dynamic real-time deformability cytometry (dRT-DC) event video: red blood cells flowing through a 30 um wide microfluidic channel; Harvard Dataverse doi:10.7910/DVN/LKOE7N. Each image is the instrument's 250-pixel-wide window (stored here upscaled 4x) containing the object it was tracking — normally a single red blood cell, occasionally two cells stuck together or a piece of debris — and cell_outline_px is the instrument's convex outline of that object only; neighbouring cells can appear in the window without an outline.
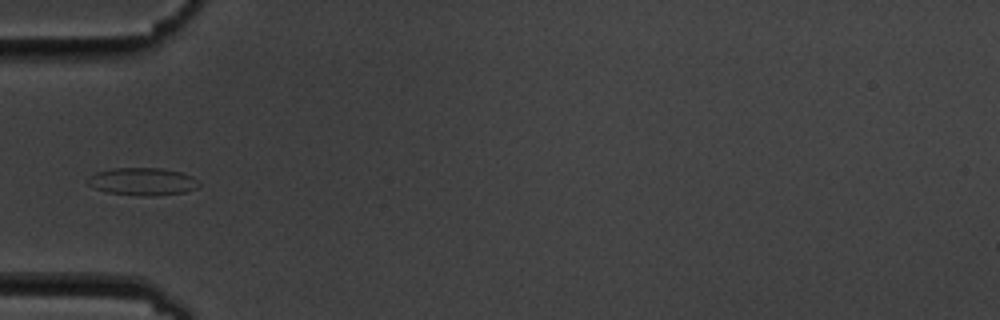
{"species": "common noctule bat (a hibernating species)", "species_latin": "Nyctalus noctula", "temperature_condition": "cold", "stored_images_in_passage": 15, "camera_frame_rate_fps": 3000, "um_per_image_px": 0.085, "animal": {"sex": "male", "body_mass_g": 19.5, "forearm_length_mm": 54.6}, "frame": {"image": 1, "passage_image": 5, "time_ms": 5.333, "image_size_px": [1000, 320], "cell_outline_px": [[200, 184], [196, 188], [184, 192], [152, 196], [140, 196], [104, 192], [88, 184], [88, 176], [96, 172], [112, 168], [164, 168], [180, 172], [192, 176]], "centroid_in_image_um": [12.09, 15.43], "position_along_channel_um": 72.9, "area_um2": 17.92}}
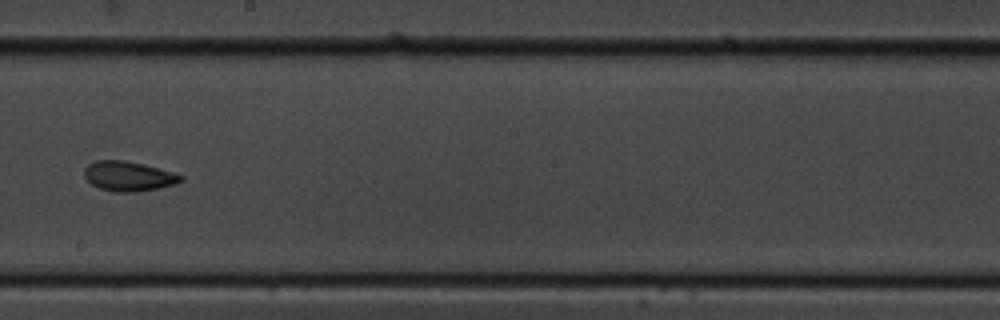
{"frame": {"image": 2, "passage_image": 9, "time_ms": 10.0, "image_size_px": [1000, 320], "cell_outline_px": [[184, 180], [176, 184], [136, 192], [116, 192], [100, 188], [92, 184], [84, 176], [84, 168], [88, 164], [96, 160], [124, 160], [144, 164], [184, 176]], "centroid_in_image_um": [10.91, 14.97], "position_along_channel_um": 237.3, "area_um2": 16.65}}
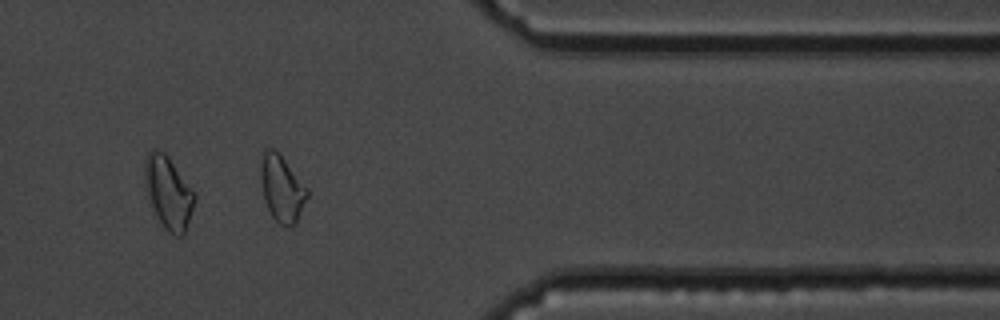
{"frame": {"image": 3, "passage_image": 13, "time_ms": 14.667, "image_size_px": [1000, 320], "cell_outline_px": [[308, 196], [296, 224], [288, 228], [280, 224], [272, 216], [264, 200], [260, 180], [260, 164], [264, 148], [272, 148], [284, 160], [308, 188]], "centroid_in_image_um": [23.95, 16.05], "position_along_channel_um": 387.5, "area_um2": 17.98}, "authors_computed_cell_mechanics": {"area_um2": 17.918, "velocity_mm_per_s": 3.5263, "shape_relaxation_time_tau1_ms": null, "shape_relaxation_time_tau2_ms": 2.4697, "deformation_change_tau1": null, "deformation_change_tau2": 0.0806}}